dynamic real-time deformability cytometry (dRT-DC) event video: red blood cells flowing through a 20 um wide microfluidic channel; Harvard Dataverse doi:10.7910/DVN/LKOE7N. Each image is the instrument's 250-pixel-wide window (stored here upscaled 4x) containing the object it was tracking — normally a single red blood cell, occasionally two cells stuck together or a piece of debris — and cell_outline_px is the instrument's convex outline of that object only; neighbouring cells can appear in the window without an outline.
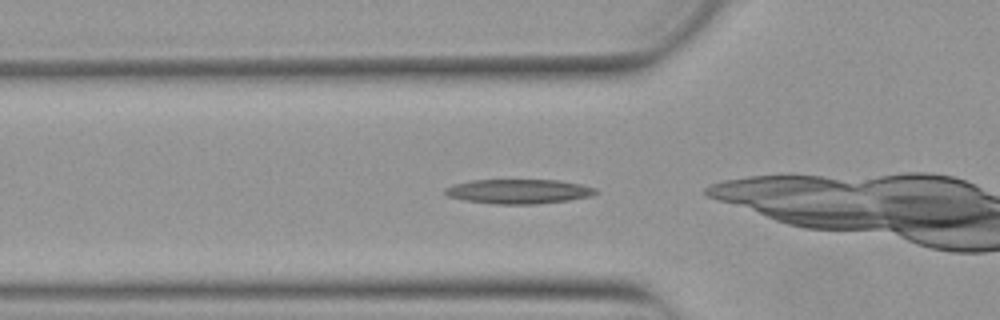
{"species": "Egyptian fruit bat (a non-hibernating species)", "species_latin": "Rousettus aegyptiacus", "temperature_condition": "warm", "stored_images_in_passage": 25, "camera_frame_rate_fps": 3000, "um_per_image_px": 0.085, "animal": {"sex": "female"}, "frame": {"image": 1, "passage_image": 2, "time_ms": 0.333, "image_size_px": [1000, 320], "cell_outline_px": [[600, 192], [592, 196], [568, 200], [536, 204], [496, 204], [464, 200], [448, 196], [444, 192], [444, 188], [456, 184], [472, 180], [560, 180], [580, 184], [596, 188]], "centroid_in_image_um": [44.12, 16.27], "position_along_channel_um": 81.7, "area_um2": 21.5}}
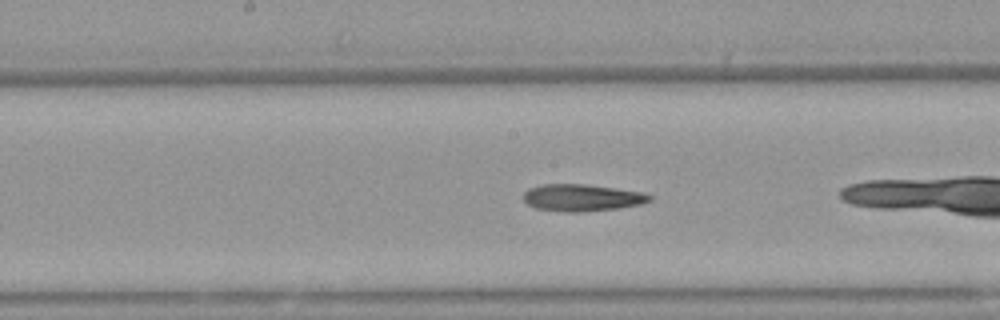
{"frame": {"image": 2, "passage_image": 11, "time_ms": 3.333, "image_size_px": [1000, 320], "cell_outline_px": [[652, 200], [640, 204], [616, 208], [580, 212], [564, 212], [536, 208], [528, 204], [524, 200], [524, 192], [528, 188], [540, 184], [584, 184], [616, 188], [644, 192], [652, 196]], "centroid_in_image_um": [49.46, 16.79], "position_along_channel_um": 198.7, "area_um2": 19.83}}
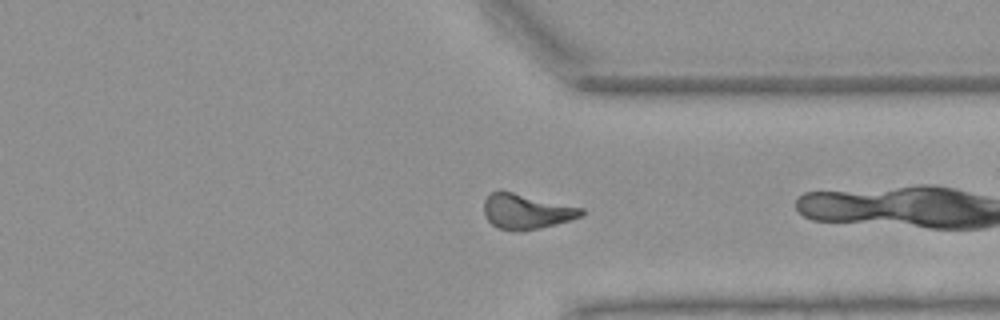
{"frame": {"image": 3, "passage_image": 24, "time_ms": 7.667, "image_size_px": [1000, 320], "cell_outline_px": [[584, 216], [572, 220], [540, 228], [520, 232], [516, 232], [500, 228], [492, 224], [484, 216], [484, 200], [492, 192], [500, 188], [584, 208]], "centroid_in_image_um": [44.75, 17.95], "position_along_channel_um": 366.6, "area_um2": 20.52}}